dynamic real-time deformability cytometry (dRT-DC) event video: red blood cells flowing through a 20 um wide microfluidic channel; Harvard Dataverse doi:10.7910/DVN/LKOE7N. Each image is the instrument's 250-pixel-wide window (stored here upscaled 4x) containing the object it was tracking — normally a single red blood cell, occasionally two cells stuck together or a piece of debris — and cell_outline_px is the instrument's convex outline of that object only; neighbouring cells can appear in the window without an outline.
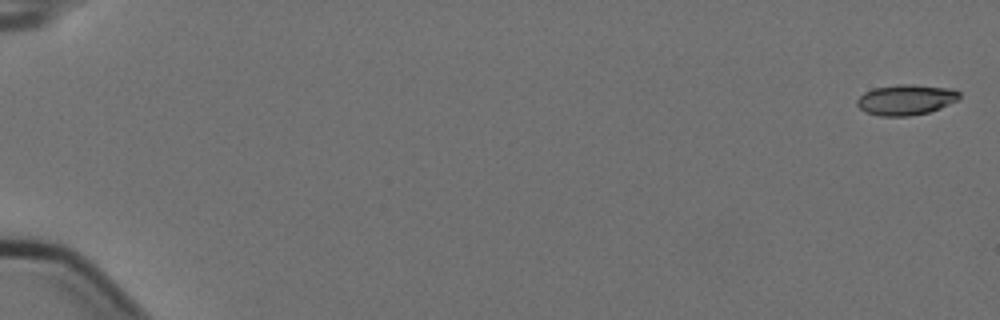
{"species": "Egyptian fruit bat (a non-hibernating species)", "species_latin": "Rousettus aegyptiacus", "temperature_condition": "cold", "stored_images_in_passage": 6, "camera_frame_rate_fps": 3000, "um_per_image_px": 0.085, "animal": {"sex": "female"}, "frame": {"image": 1, "passage_image": 1, "time_ms": 0.0, "image_size_px": [1000, 320], "cell_outline_px": [[960, 100], [940, 108], [928, 112], [908, 116], [880, 116], [864, 112], [856, 104], [856, 100], [864, 92], [872, 88], [896, 84], [912, 84], [956, 88], [960, 92]], "centroid_in_image_um": [77.03, 8.46], "position_along_channel_um": 8.0, "area_um2": 18.61}}
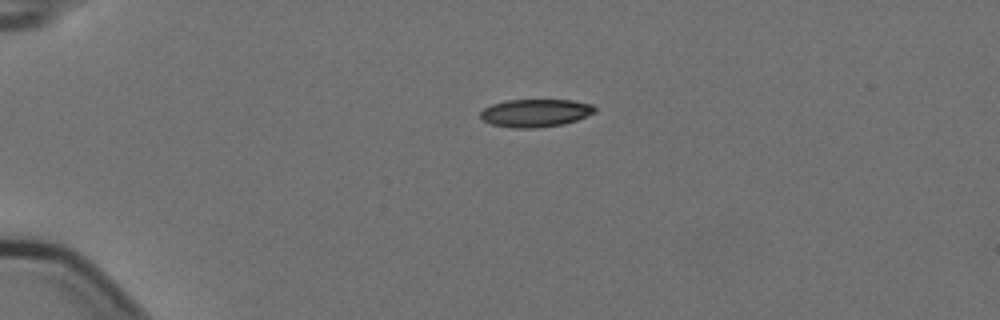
{"frame": {"image": 2, "passage_image": 5, "time_ms": 1.333, "image_size_px": [1000, 320], "cell_outline_px": [[596, 112], [576, 120], [564, 124], [536, 128], [512, 128], [492, 124], [484, 120], [480, 116], [480, 112], [484, 108], [492, 104], [508, 100], [572, 100], [592, 104], [596, 108]], "centroid_in_image_um": [45.53, 9.6], "position_along_channel_um": 39.5, "area_um2": 18.55}}